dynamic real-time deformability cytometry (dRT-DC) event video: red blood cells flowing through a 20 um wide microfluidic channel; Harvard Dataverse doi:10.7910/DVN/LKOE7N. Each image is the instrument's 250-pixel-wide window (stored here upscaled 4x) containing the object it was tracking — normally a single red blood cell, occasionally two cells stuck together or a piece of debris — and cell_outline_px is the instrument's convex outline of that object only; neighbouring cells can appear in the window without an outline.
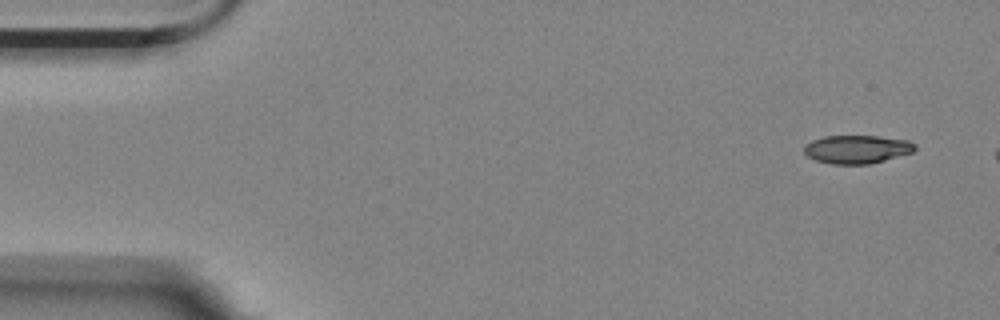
{"species": "Egyptian fruit bat (a non-hibernating species)", "species_latin": "Rousettus aegyptiacus", "temperature_condition": "room temperature", "stored_images_in_passage": 3, "camera_frame_rate_fps": 3000, "um_per_image_px": 0.085, "animal": {"sex": "female"}, "frame": {"image": 1, "passage_image": 1, "time_ms": 0.0, "image_size_px": [1000, 320], "cell_outline_px": [[916, 148], [912, 152], [884, 160], [868, 164], [832, 164], [816, 160], [808, 156], [804, 152], [804, 144], [812, 140], [824, 136], [876, 136], [908, 140], [916, 144]], "centroid_in_image_um": [72.82, 12.68], "position_along_channel_um": 12.2, "area_um2": 18.21}}